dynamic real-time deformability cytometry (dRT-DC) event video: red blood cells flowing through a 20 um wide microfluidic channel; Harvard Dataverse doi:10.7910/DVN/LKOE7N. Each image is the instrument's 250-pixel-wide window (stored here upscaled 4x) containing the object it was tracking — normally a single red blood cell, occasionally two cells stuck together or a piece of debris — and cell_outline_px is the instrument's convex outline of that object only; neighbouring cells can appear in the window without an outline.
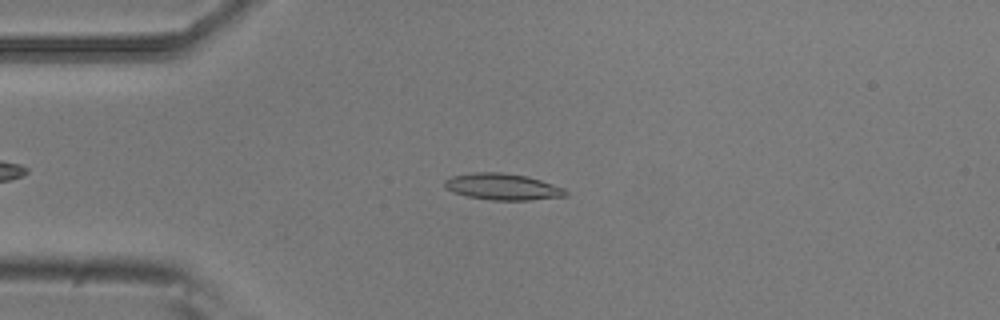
{"species": "common noctule bat (a hibernating species)", "species_latin": "Nyctalus noctula", "temperature_condition": "room temperature", "stored_images_in_passage": 6, "camera_frame_rate_fps": 3000, "um_per_image_px": 0.085, "animal": {"sex": "male", "body_mass_g": 20.5, "forearm_length_mm": 52.5}, "frame": {"image": 1, "passage_image": 4, "time_ms": 1.0, "image_size_px": [1000, 320], "cell_outline_px": [[568, 192], [564, 196], [528, 200], [492, 200], [468, 196], [452, 192], [444, 184], [444, 180], [452, 176], [472, 172], [500, 172], [528, 176], [564, 188]], "centroid_in_image_um": [42.7, 15.86], "position_along_channel_um": 42.3, "area_um2": 18.5}}
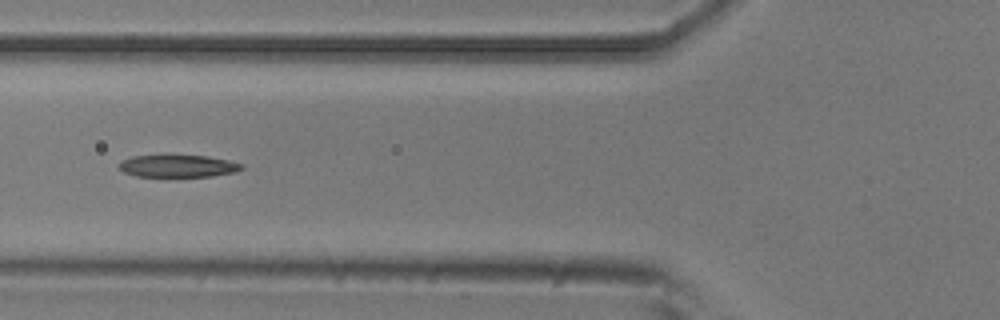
{"frame": {"image": 2, "passage_image": 6, "time_ms": 1.667, "image_size_px": [1000, 320], "cell_outline_px": [[244, 168], [236, 172], [212, 176], [164, 180], [136, 176], [124, 172], [116, 168], [124, 160], [132, 156], [208, 156], [228, 160], [244, 164]], "centroid_in_image_um": [15.12, 14.18], "position_along_channel_um": 110.7, "area_um2": 16.82}}